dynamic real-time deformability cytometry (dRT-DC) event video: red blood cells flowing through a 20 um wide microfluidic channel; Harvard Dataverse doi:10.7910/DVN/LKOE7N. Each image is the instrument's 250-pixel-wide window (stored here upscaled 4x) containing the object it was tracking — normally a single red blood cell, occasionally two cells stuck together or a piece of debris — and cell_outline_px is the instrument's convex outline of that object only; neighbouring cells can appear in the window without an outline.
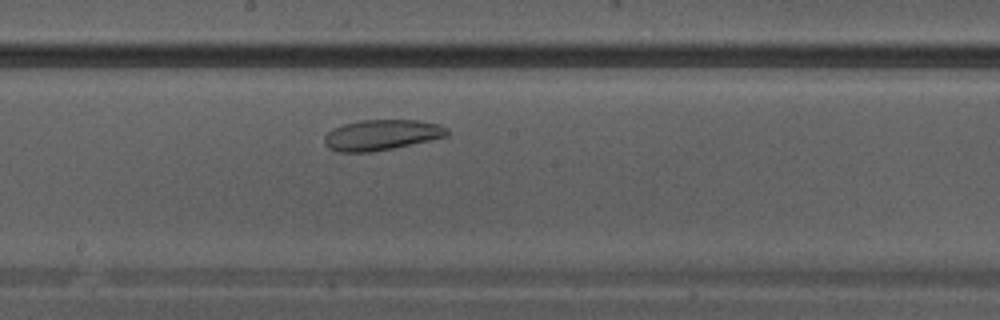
{"species": "Egyptian fruit bat (a non-hibernating species)", "species_latin": "Rousettus aegyptiacus", "temperature_condition": "warm", "stored_images_in_passage": 23, "camera_frame_rate_fps": 3000, "um_per_image_px": 0.085, "animal": {"sex": "male"}, "frame": {"image": 1, "passage_image": 10, "time_ms": 3.0, "image_size_px": [1000, 320], "cell_outline_px": [[448, 136], [392, 148], [372, 152], [336, 152], [328, 148], [324, 144], [324, 136], [332, 128], [344, 124], [360, 120], [420, 120], [440, 124], [448, 128]], "centroid_in_image_um": [32.41, 11.46], "position_along_channel_um": 215.8, "area_um2": 21.96}}